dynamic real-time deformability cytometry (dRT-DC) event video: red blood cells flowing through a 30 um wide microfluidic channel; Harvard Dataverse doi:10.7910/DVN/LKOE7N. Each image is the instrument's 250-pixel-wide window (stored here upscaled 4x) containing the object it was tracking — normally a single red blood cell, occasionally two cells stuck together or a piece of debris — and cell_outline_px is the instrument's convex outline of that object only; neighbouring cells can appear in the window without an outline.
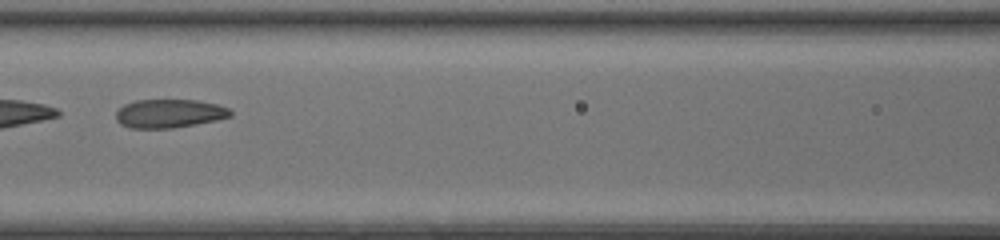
{"species": "common noctule bat (a hibernating species)", "species_latin": "Nyctalus noctula", "temperature_condition": "room temperature", "stored_images_in_passage": 44, "camera_frame_rate_fps": 3000, "um_per_image_px": 0.085, "animal": {"sex": "female", "body_mass_g": 20.0, "forearm_length_mm": 54.0}, "frame": {"image": 1, "passage_image": 21, "time_ms": 6.667, "image_size_px": [1000, 240], "cell_outline_px": [[232, 116], [216, 120], [196, 124], [172, 128], [128, 128], [120, 124], [116, 120], [116, 112], [124, 104], [136, 100], [196, 100], [216, 104], [228, 108], [232, 112]], "centroid_in_image_um": [14.37, 9.65], "position_along_channel_um": 152.2, "area_um2": 19.07}}
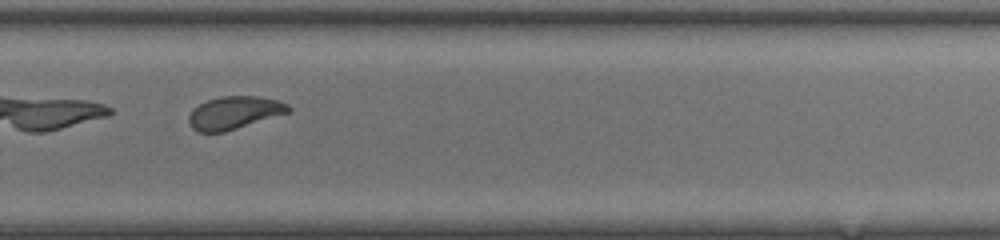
{"frame": {"image": 2, "passage_image": 32, "time_ms": 10.333, "image_size_px": [1000, 240], "cell_outline_px": [[292, 112], [224, 132], [196, 132], [188, 124], [188, 116], [192, 108], [208, 100], [220, 96], [260, 96], [276, 100], [288, 104], [292, 108]], "centroid_in_image_um": [19.91, 9.59], "position_along_channel_um": 309.9, "area_um2": 19.31}}
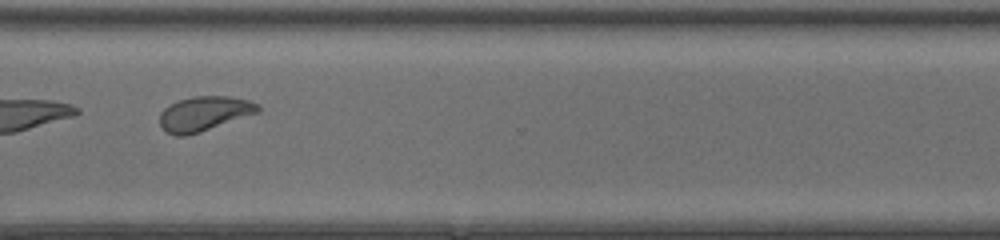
{"frame": {"image": 3, "passage_image": 35, "time_ms": 11.333, "image_size_px": [1000, 240], "cell_outline_px": [[260, 112], [188, 136], [176, 136], [164, 132], [160, 124], [160, 112], [164, 108], [176, 100], [192, 96], [228, 96], [248, 100], [260, 104]], "centroid_in_image_um": [17.34, 9.66], "position_along_channel_um": 353.3, "area_um2": 20.11}, "authors_computed_cell_mechanics": {"area_um2": 20.2011, "velocity_mm_per_s": 4.3158, "shape_relaxation_time_tau1_ms": 6.1882, "shape_relaxation_time_tau2_ms": 1.1385, "deformation_change_tau1": 0.1805, "deformation_change_tau2": 0.0437}}